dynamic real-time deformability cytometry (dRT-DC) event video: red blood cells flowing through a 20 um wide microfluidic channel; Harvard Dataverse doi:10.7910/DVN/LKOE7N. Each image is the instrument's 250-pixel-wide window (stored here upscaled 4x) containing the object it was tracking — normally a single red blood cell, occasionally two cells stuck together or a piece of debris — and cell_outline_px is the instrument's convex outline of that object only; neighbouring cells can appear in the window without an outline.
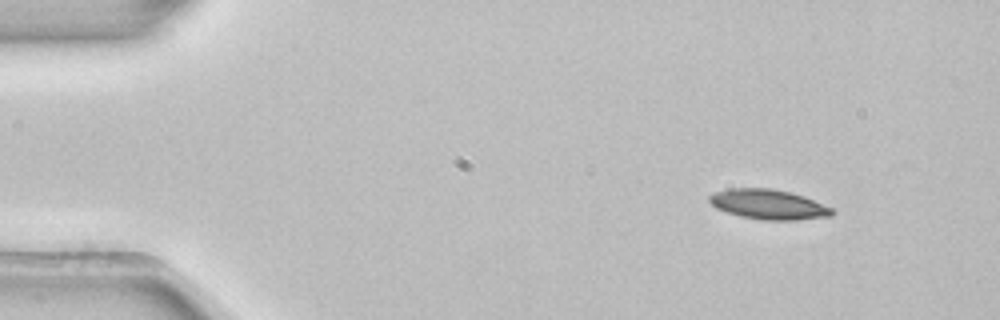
{"species": "common noctule bat (a hibernating species)", "species_latin": "Nyctalus noctula", "temperature_condition": "room temperature", "stored_images_in_passage": 3, "camera_frame_rate_fps": 3000, "um_per_image_px": 0.085, "animal": {"sex": "female", "body_mass_g": 22.7, "forearm_length_mm": 54.2}, "frame": {"image": 1, "passage_image": 1, "time_ms": 0.0, "image_size_px": [1000, 320], "cell_outline_px": [[836, 212], [832, 216], [796, 220], [764, 220], [740, 216], [716, 208], [708, 200], [708, 196], [716, 192], [728, 188], [768, 188], [788, 192], [804, 196], [832, 208]], "centroid_in_image_um": [65.33, 17.38], "position_along_channel_um": 19.7, "area_um2": 21.27}}